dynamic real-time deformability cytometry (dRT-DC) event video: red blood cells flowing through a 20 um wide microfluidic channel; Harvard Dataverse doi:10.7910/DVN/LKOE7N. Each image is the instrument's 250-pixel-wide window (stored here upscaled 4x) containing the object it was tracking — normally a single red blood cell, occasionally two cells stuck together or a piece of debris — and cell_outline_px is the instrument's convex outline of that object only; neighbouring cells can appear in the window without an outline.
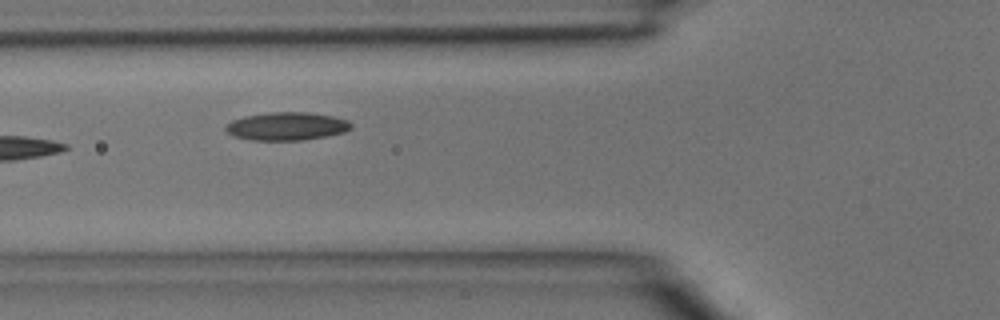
{"species": "common noctule bat (a hibernating species)", "species_latin": "Nyctalus noctula", "temperature_condition": "room temperature", "stored_images_in_passage": 6, "camera_frame_rate_fps": 3000, "um_per_image_px": 0.085, "animal": {"sex": "male", "body_mass_g": 15.6}, "frame": {"image": 1, "passage_image": 4, "time_ms": 1.0, "image_size_px": [1000, 320], "cell_outline_px": [[352, 128], [344, 132], [304, 140], [252, 140], [232, 136], [224, 128], [232, 120], [244, 116], [268, 112], [308, 112], [332, 116], [348, 120], [352, 124]], "centroid_in_image_um": [24.36, 10.72], "position_along_channel_um": 101.4, "area_um2": 20.52}}